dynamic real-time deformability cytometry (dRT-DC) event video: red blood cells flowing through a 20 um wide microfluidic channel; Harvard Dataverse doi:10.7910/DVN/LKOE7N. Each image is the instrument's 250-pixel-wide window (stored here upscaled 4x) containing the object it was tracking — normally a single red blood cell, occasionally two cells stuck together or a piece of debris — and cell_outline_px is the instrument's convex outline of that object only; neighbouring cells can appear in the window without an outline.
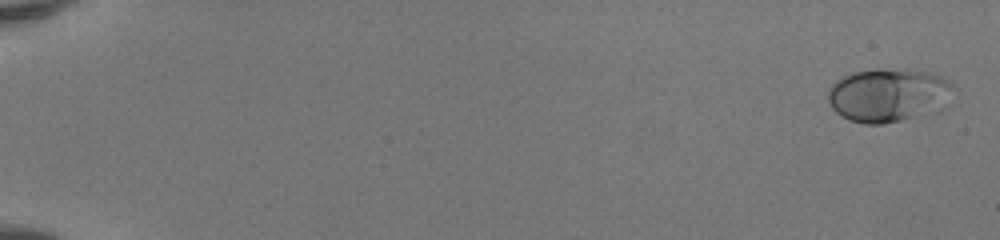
{"species": "human", "species_latin": "Homo sapiens", "temperature_condition": "room temperature", "stored_images_in_passage": 51, "camera_frame_rate_fps": 3000, "um_per_image_px": 0.085, "donor": {"sex": "female"}, "frame": {"image": 1, "passage_image": 1, "time_ms": 0.0, "image_size_px": [1000, 240], "cell_outline_px": [[952, 84], [912, 116], [900, 120], [884, 124], [864, 124], [848, 120], [836, 112], [832, 108], [828, 100], [828, 88], [836, 80], [852, 72], [928, 72], [940, 76]], "centroid_in_image_um": [75.12, 8.1], "position_along_channel_um": 9.9, "area_um2": 34.97}}
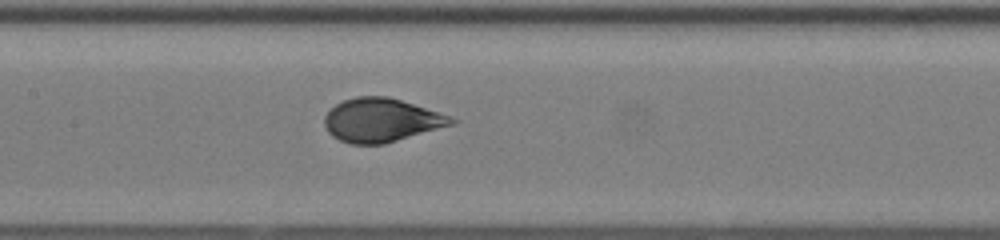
{"frame": {"image": 2, "passage_image": 27, "time_ms": 8.667, "image_size_px": [1000, 240], "cell_outline_px": [[460, 120], [456, 124], [384, 144], [352, 144], [340, 140], [332, 136], [328, 132], [324, 124], [324, 116], [336, 104], [344, 100], [356, 96], [388, 96], [452, 116]], "centroid_in_image_um": [32.45, 10.21], "position_along_channel_um": 174.9, "area_um2": 32.43}}
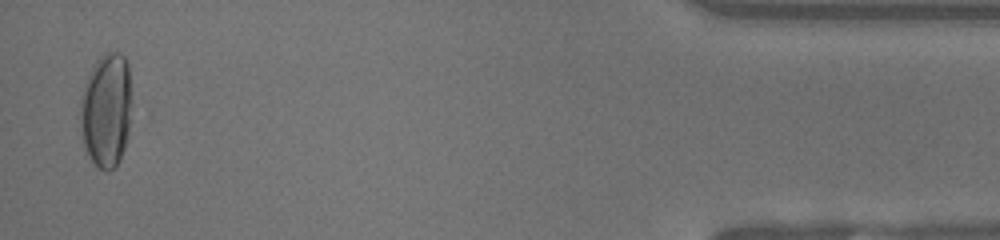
{"frame": {"image": 3, "passage_image": 50, "time_ms": 16.333, "image_size_px": [1000, 240], "cell_outline_px": [[132, 104], [128, 128], [124, 148], [120, 160], [108, 172], [104, 172], [92, 160], [84, 144], [80, 120], [80, 100], [88, 76], [96, 60], [104, 52], [116, 52], [124, 56], [128, 64], [132, 100]], "centroid_in_image_um": [9.05, 9.33], "position_along_channel_um": 426.1, "area_um2": 34.16}, "authors_computed_cell_mechanics": {"area_um2": 33.4662, "velocity_mm_per_s": 4.1489, "shape_relaxation_time_tau1_ms": 4.644, "shape_relaxation_time_tau2_ms": null, "deformation_change_tau1": 0.2022, "deformation_change_tau2": null}}